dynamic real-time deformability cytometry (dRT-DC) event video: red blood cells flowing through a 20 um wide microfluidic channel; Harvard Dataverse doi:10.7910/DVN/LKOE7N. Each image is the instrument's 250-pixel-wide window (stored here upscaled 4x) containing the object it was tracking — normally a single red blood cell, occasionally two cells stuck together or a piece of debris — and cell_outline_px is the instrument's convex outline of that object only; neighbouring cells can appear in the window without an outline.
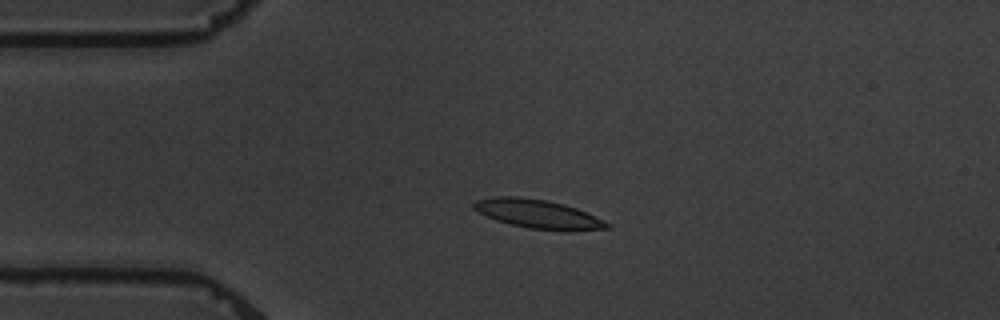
{"species": "common noctule bat (a hibernating species)", "species_latin": "Nyctalus noctula", "temperature_condition": "warm", "stored_images_in_passage": 4, "camera_frame_rate_fps": 3000, "um_per_image_px": 0.085, "animal": {"sex": "male", "body_mass_g": 19.5, "forearm_length_mm": 54.6}, "frame": {"image": 1, "passage_image": 3, "time_ms": 2.333, "image_size_px": [1000, 320], "cell_outline_px": [[612, 228], [564, 232], [528, 228], [496, 220], [472, 208], [472, 204], [476, 200], [496, 196], [516, 196], [548, 200], [564, 204], [576, 208], [604, 220], [612, 224]], "centroid_in_image_um": [45.79, 18.2], "position_along_channel_um": 39.2, "area_um2": 22.6}}